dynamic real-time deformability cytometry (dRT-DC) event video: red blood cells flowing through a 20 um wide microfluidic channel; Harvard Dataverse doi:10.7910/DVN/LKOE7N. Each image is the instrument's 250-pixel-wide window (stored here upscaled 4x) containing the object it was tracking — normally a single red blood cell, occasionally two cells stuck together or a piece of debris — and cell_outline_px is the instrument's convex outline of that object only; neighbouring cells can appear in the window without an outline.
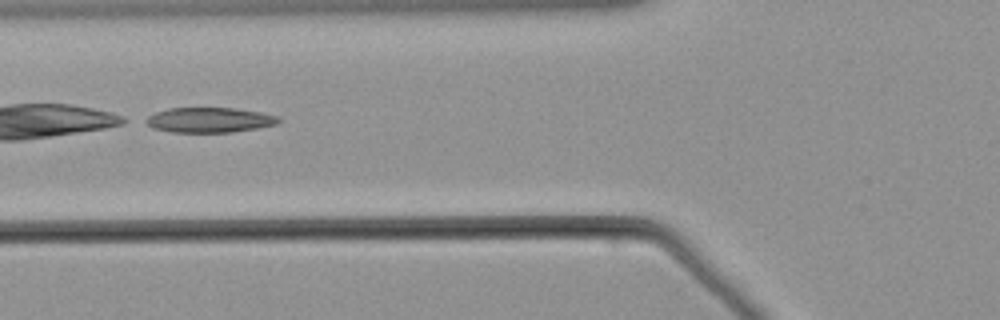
{"species": "common noctule bat (a hibernating species)", "species_latin": "Nyctalus noctula", "temperature_condition": "warm", "stored_images_in_passage": 54, "camera_frame_rate_fps": 3000, "um_per_image_px": 0.085, "animal": {"sex": "male", "body_mass_g": 21.5, "forearm_length_mm": 52.0}, "frame": {"image": 1, "passage_image": 21, "time_ms": 6.667, "image_size_px": [1000, 320], "cell_outline_px": [[280, 120], [276, 124], [256, 128], [232, 132], [172, 132], [152, 128], [140, 120], [156, 112], [168, 108], [236, 108], [260, 112], [276, 116]], "centroid_in_image_um": [17.72, 10.2], "position_along_channel_um": 108.1, "area_um2": 19.36}}